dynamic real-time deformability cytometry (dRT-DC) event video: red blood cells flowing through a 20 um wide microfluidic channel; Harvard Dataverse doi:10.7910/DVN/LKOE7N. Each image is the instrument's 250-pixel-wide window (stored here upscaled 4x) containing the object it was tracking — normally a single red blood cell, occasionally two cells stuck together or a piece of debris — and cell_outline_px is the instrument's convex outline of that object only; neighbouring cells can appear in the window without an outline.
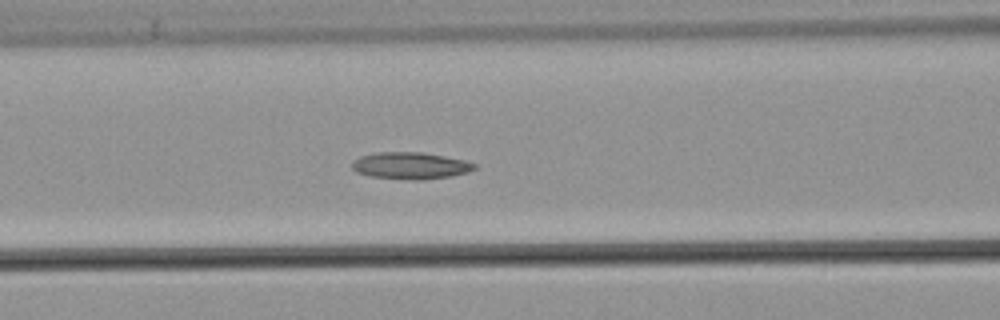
{"species": "common noctule bat (a hibernating species)", "species_latin": "Nyctalus noctula", "temperature_condition": "warm", "stored_images_in_passage": 55, "camera_frame_rate_fps": 3000, "um_per_image_px": 0.085, "animal": {"sex": "male", "body_mass_g": 21.5, "forearm_length_mm": 52.0}, "frame": {"image": 1, "passage_image": 24, "time_ms": 7.667, "image_size_px": [1000, 320], "cell_outline_px": [[476, 168], [468, 172], [452, 176], [424, 180], [416, 180], [372, 176], [356, 172], [352, 168], [352, 164], [360, 156], [376, 152], [424, 152], [464, 160], [476, 164]], "centroid_in_image_um": [34.92, 14.08], "position_along_channel_um": 131.7, "area_um2": 19.07}}